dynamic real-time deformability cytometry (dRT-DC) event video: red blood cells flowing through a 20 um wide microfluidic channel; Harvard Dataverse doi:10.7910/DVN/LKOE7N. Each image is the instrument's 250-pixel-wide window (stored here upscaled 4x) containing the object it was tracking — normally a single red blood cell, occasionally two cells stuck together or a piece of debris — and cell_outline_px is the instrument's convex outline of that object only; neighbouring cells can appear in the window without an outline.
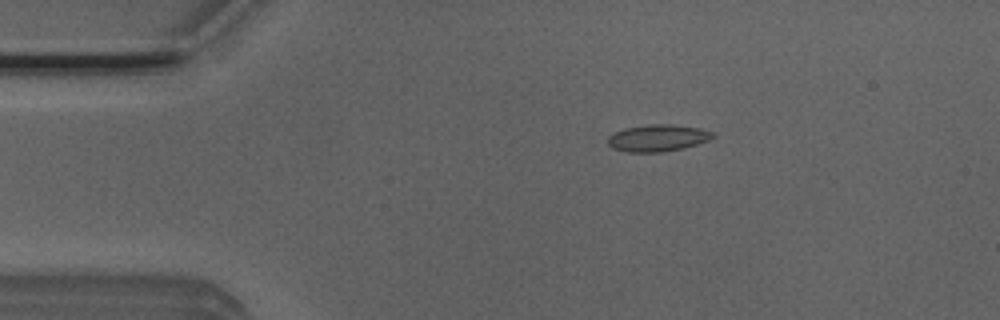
{"species": "Egyptian fruit bat (a non-hibernating species)", "species_latin": "Rousettus aegyptiacus", "temperature_condition": "room temperature", "stored_images_in_passage": 5, "camera_frame_rate_fps": 3000, "um_per_image_px": 0.085, "animal": {"sex": "male"}, "frame": {"image": 1, "passage_image": 3, "time_ms": 0.667, "image_size_px": [1000, 320], "cell_outline_px": [[716, 136], [708, 140], [696, 144], [664, 152], [628, 152], [612, 148], [608, 144], [608, 136], [624, 128], [648, 124], [672, 124], [700, 128], [712, 132]], "centroid_in_image_um": [55.89, 11.72], "position_along_channel_um": 29.1, "area_um2": 16.36}}